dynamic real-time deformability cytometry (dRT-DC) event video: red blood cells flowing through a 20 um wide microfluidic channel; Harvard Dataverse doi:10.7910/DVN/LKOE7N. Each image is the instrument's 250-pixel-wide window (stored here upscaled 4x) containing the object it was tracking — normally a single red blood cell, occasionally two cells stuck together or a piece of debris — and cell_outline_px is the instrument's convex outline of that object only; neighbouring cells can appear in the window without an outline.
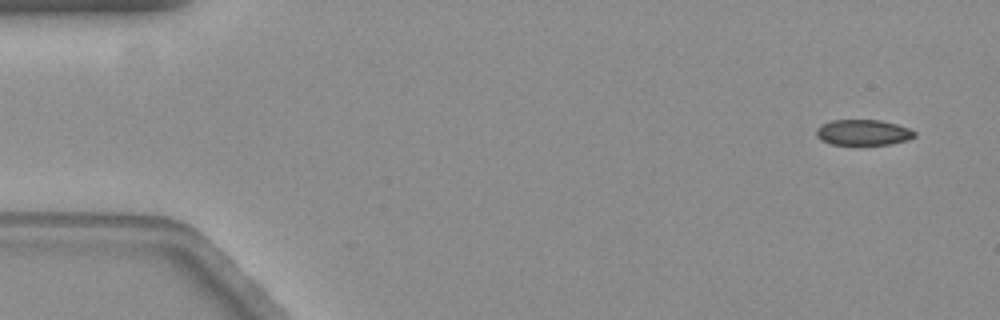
{"species": "common noctule bat (a hibernating species)", "species_latin": "Nyctalus noctula", "temperature_condition": "warm", "stored_images_in_passage": 56, "camera_frame_rate_fps": 3000, "um_per_image_px": 0.085, "animal": {"sex": "female", "body_mass_g": 19.3, "forearm_length_mm": 54.1}, "frame": {"image": 1, "passage_image": 1, "time_ms": 0.0, "image_size_px": [1000, 320], "cell_outline_px": [[916, 136], [908, 140], [892, 144], [832, 144], [820, 140], [816, 136], [816, 132], [824, 124], [832, 120], [880, 120], [896, 124], [908, 128], [916, 132]], "centroid_in_image_um": [73.41, 11.26], "position_along_channel_um": 11.6, "area_um2": 14.51}}
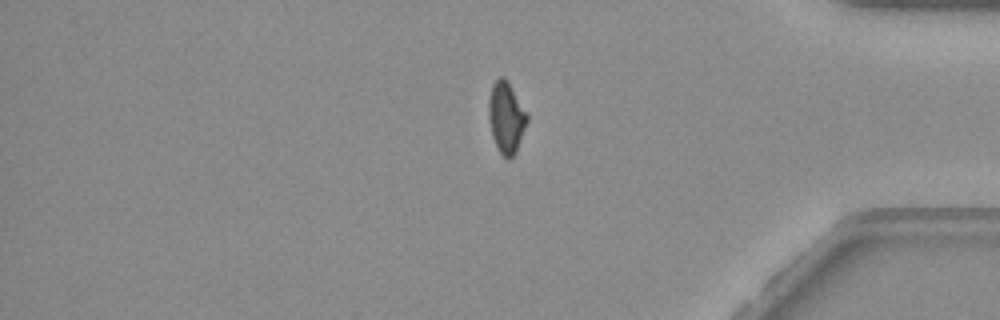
{"frame": {"image": 2, "passage_image": 46, "time_ms": 15.0, "image_size_px": [1000, 320], "cell_outline_px": [[528, 120], [516, 152], [508, 160], [500, 152], [492, 136], [488, 116], [488, 100], [492, 84], [500, 76], [504, 76], [528, 116]], "centroid_in_image_um": [43.0, 9.99], "position_along_channel_um": 392.2, "area_um2": 15.66}}
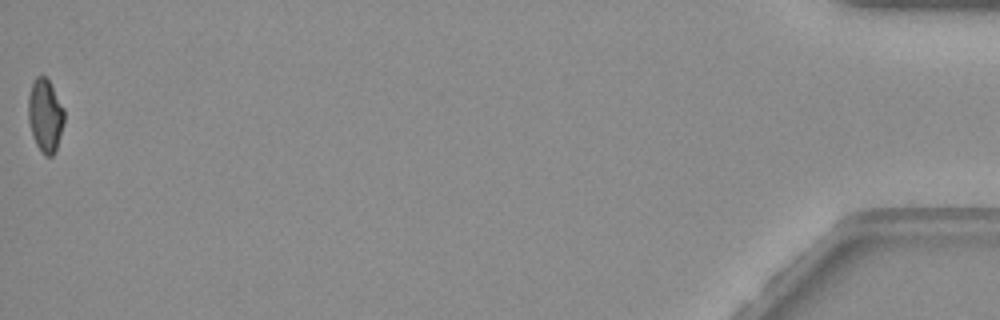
{"frame": {"image": 3, "passage_image": 56, "time_ms": 18.333, "image_size_px": [1000, 320], "cell_outline_px": [[64, 120], [56, 152], [52, 156], [44, 156], [36, 144], [32, 136], [28, 120], [28, 96], [32, 84], [36, 76], [44, 76], [48, 80], [64, 108]], "centroid_in_image_um": [3.83, 9.85], "position_along_channel_um": 431.4, "area_um2": 15.32}, "authors_computed_cell_mechanics": {"area_um2": 15.9817, "velocity_mm_per_s": 3.5434, "shape_relaxation_time_tau1_ms": 3.6079, "shape_relaxation_time_tau2_ms": 1.9761, "deformation_change_tau1": 0.1114, "deformation_change_tau2": 0.0598}}